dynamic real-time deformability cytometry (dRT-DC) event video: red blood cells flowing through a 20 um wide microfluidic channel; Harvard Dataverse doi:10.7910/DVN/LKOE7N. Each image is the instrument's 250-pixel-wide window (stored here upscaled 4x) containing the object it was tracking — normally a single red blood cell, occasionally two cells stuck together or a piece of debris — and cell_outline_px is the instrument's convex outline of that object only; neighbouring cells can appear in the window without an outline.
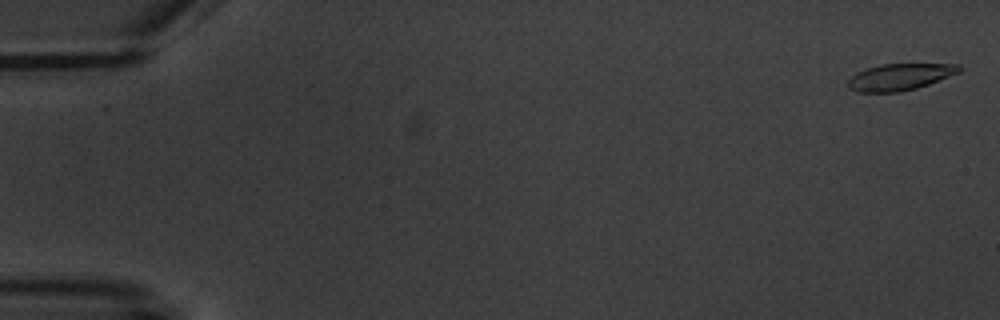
{"species": "common noctule bat (a hibernating species)", "species_latin": "Nyctalus noctula", "temperature_condition": "warm", "stored_images_in_passage": 14, "camera_frame_rate_fps": 3000, "um_per_image_px": 0.085, "animal": {"sex": "male", "body_mass_g": 20.1, "forearm_length_mm": 53.5}, "frame": {"image": 1, "passage_image": 1, "time_ms": 0.0, "image_size_px": [1000, 320], "cell_outline_px": [[964, 68], [960, 72], [928, 84], [916, 88], [900, 92], [856, 92], [848, 88], [848, 80], [856, 72], [880, 64], [960, 64]], "centroid_in_image_um": [76.49, 6.54], "position_along_channel_um": 8.5, "area_um2": 17.28}}
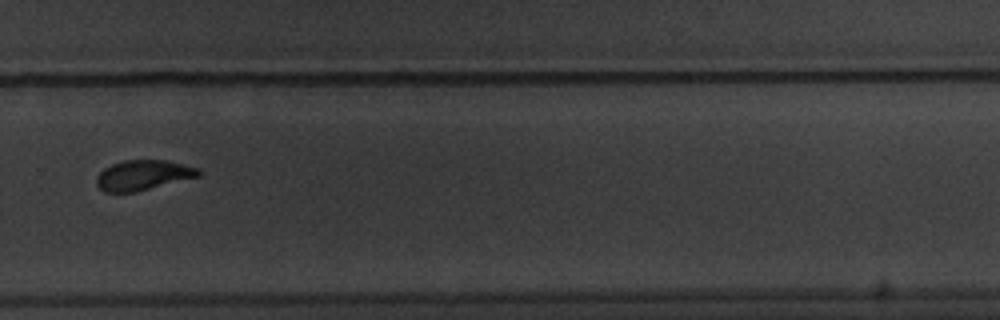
{"frame": {"image": 2, "passage_image": 11, "time_ms": 13.0, "image_size_px": [1000, 320], "cell_outline_px": [[204, 172], [200, 176], [136, 192], [104, 192], [96, 184], [96, 176], [104, 168], [112, 164], [124, 160], [164, 160], [200, 168]], "centroid_in_image_um": [12.18, 14.89], "position_along_channel_um": 317.6, "area_um2": 17.98}}
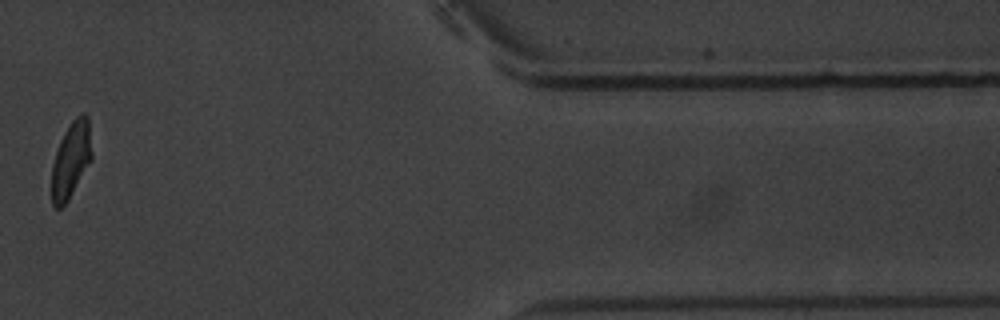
{"frame": {"image": 3, "passage_image": 13, "time_ms": 16.667, "image_size_px": [1000, 320], "cell_outline_px": [[92, 160], [68, 200], [60, 208], [56, 208], [52, 204], [52, 164], [60, 140], [64, 132], [72, 120], [80, 112], [84, 112], [88, 116], [92, 152]], "centroid_in_image_um": [6.05, 13.55], "position_along_channel_um": 405.4, "area_um2": 17.86}, "authors_computed_cell_mechanics": {"area_um2": 18.5827, "velocity_mm_per_s": 3.5493, "shape_relaxation_time_tau1_ms": 11.1331, "shape_relaxation_time_tau2_ms": 2.1899, "deformation_change_tau1": 0.2625, "deformation_change_tau2": 0.0769}}